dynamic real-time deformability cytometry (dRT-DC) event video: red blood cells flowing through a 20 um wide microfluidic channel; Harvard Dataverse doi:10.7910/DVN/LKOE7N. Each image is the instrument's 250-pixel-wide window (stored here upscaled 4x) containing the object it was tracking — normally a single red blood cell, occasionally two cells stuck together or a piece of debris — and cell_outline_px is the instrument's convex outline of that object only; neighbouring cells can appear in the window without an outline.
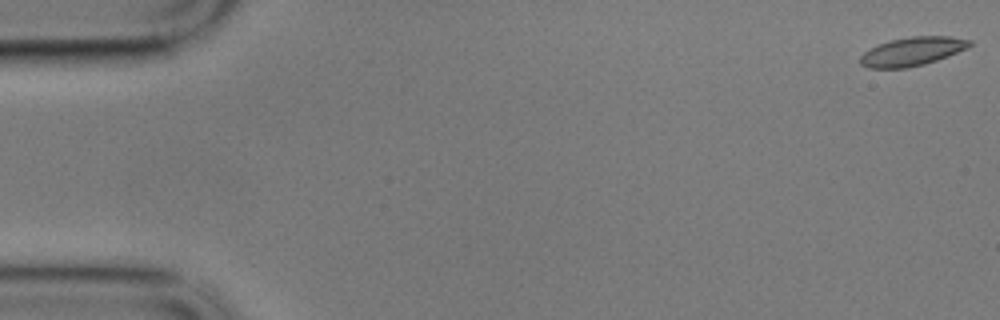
{"species": "common noctule bat (a hibernating species)", "species_latin": "Nyctalus noctula", "temperature_condition": "cold", "stored_images_in_passage": 8, "camera_frame_rate_fps": 3000, "um_per_image_px": 0.085, "animal": {"sex": "male", "body_mass_g": 17.9}, "frame": {"image": 1, "passage_image": 1, "time_ms": 0.0, "image_size_px": [1000, 320], "cell_outline_px": [[972, 44], [968, 48], [948, 56], [924, 64], [908, 68], [868, 68], [860, 64], [860, 56], [864, 52], [880, 44], [892, 40], [912, 36], [948, 36], [972, 40]], "centroid_in_image_um": [77.56, 4.38], "position_along_channel_um": 7.4, "area_um2": 18.15}}